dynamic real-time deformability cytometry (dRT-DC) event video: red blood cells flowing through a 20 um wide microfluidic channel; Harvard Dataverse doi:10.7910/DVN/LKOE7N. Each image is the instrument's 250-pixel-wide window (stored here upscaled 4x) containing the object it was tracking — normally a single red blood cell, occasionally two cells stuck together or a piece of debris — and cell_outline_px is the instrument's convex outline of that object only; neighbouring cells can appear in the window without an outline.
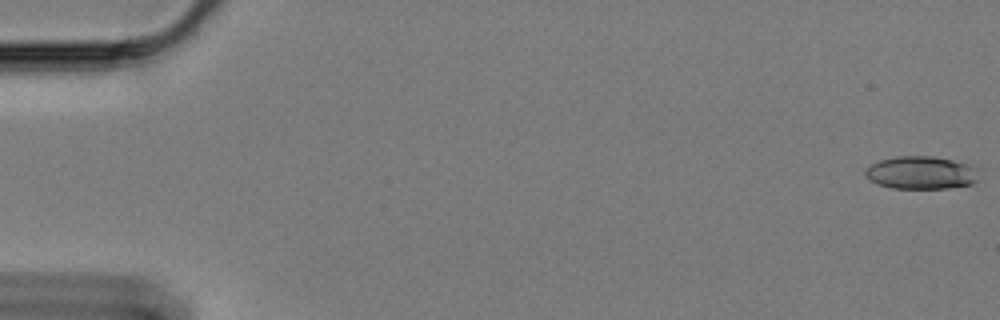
{"species": "Egyptian fruit bat (a non-hibernating species)", "species_latin": "Rousettus aegyptiacus", "temperature_condition": "cold", "stored_images_in_passage": 12, "camera_frame_rate_fps": 3000, "um_per_image_px": 0.085, "animal": {"sex": "female"}, "frame": {"image": 1, "passage_image": 1, "time_ms": 0.0, "image_size_px": [1000, 320], "cell_outline_px": [[976, 180], [972, 184], [948, 188], [892, 188], [876, 184], [868, 180], [864, 176], [864, 172], [872, 164], [880, 160], [896, 156], [932, 156], [952, 160], [968, 164], [972, 168]], "centroid_in_image_um": [78.19, 14.68], "position_along_channel_um": 6.8, "area_um2": 21.44}}